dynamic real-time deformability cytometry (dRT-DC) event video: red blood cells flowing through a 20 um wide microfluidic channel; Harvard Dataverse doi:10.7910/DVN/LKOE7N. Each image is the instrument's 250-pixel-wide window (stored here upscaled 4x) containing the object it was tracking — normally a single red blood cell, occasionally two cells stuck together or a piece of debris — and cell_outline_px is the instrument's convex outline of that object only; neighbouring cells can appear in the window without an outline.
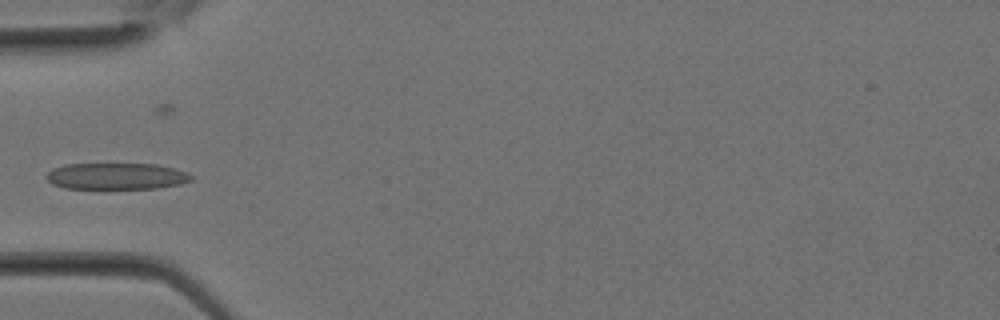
{"species": "Egyptian fruit bat (a non-hibernating species)", "species_latin": "Rousettus aegyptiacus", "temperature_condition": "room temperature", "stored_images_in_passage": 29, "camera_frame_rate_fps": 3000, "um_per_image_px": 0.085, "animal": {"sex": "female"}, "frame": {"image": 1, "passage_image": 10, "time_ms": 3.0, "image_size_px": [1000, 320], "cell_outline_px": [[192, 180], [180, 184], [156, 188], [64, 188], [52, 184], [44, 176], [52, 168], [64, 164], [156, 164], [176, 168], [192, 176]], "centroid_in_image_um": [9.86, 14.97], "position_along_channel_um": 75.1, "area_um2": 22.31}}
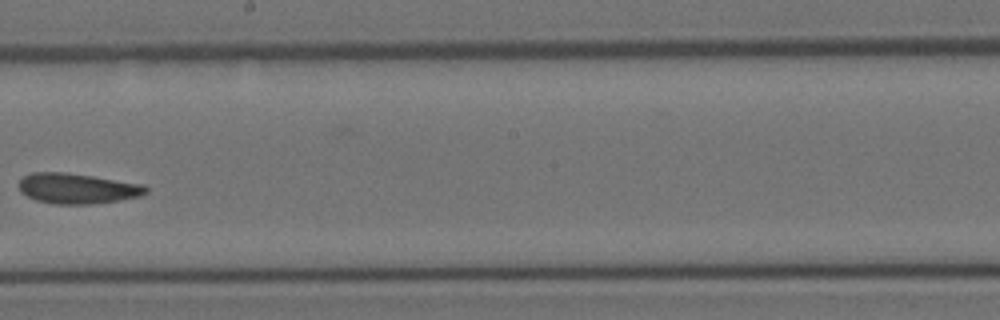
{"frame": {"image": 2, "passage_image": 17, "time_ms": 5.333, "image_size_px": [1000, 320], "cell_outline_px": [[148, 192], [140, 196], [120, 200], [92, 204], [52, 204], [36, 200], [20, 192], [20, 180], [24, 176], [32, 172], [64, 172], [92, 176], [144, 184], [148, 188]], "centroid_in_image_um": [6.59, 16.02], "position_along_channel_um": 241.6, "area_um2": 22.48}}
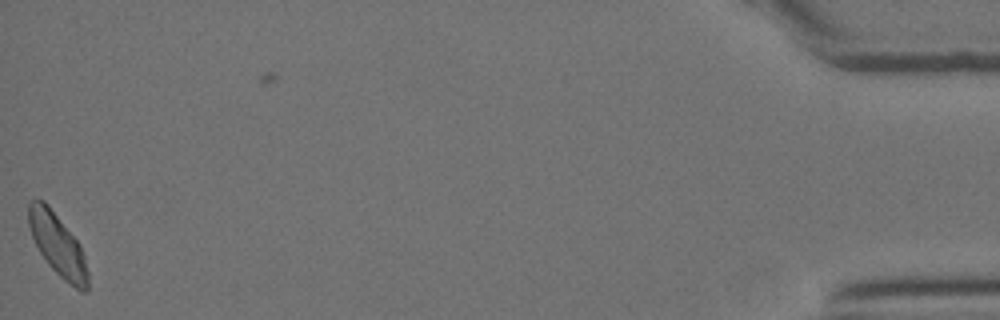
{"frame": {"image": 3, "passage_image": 29, "time_ms": 9.333, "image_size_px": [1000, 320], "cell_outline_px": [[88, 292], [80, 292], [64, 280], [48, 264], [40, 252], [32, 236], [28, 224], [28, 204], [36, 196], [44, 200], [80, 244], [84, 256], [88, 272]], "centroid_in_image_um": [4.9, 20.81], "position_along_channel_um": 430.3, "area_um2": 21.44}}